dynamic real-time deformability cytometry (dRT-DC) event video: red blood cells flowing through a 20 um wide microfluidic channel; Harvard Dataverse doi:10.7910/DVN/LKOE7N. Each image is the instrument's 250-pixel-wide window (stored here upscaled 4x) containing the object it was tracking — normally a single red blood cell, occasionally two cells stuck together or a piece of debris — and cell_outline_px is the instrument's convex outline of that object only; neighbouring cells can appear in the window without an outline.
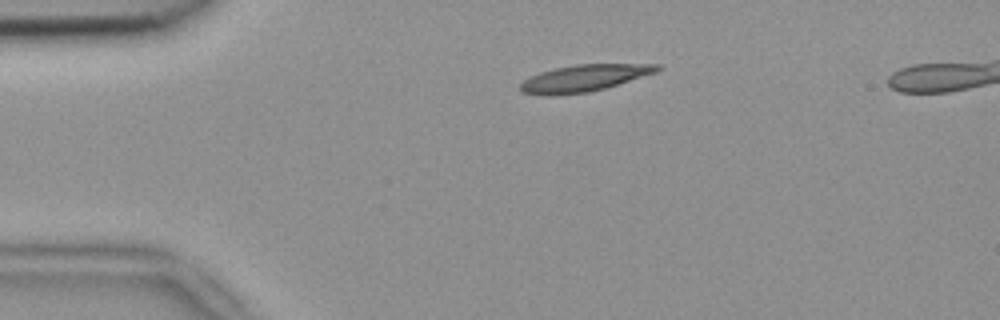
{"species": "common noctule bat (a hibernating species)", "species_latin": "Nyctalus noctula", "temperature_condition": "room temperature", "stored_images_in_passage": 3, "segment_of_instrument_passage": [1, 2], "camera_frame_rate_fps": 3000, "um_per_image_px": 0.085, "animal": {"sex": "female", "body_mass_g": 18.4}, "frame": {"image": 1, "passage_image": 1, "time_ms": 0.0, "image_size_px": [1000, 320], "cell_outline_px": [[664, 68], [656, 72], [604, 88], [588, 92], [544, 96], [524, 92], [520, 88], [520, 84], [524, 80], [540, 72], [556, 68], [576, 64], [660, 64]], "centroid_in_image_um": [49.67, 6.63], "position_along_channel_um": 35.3, "area_um2": 21.04}}